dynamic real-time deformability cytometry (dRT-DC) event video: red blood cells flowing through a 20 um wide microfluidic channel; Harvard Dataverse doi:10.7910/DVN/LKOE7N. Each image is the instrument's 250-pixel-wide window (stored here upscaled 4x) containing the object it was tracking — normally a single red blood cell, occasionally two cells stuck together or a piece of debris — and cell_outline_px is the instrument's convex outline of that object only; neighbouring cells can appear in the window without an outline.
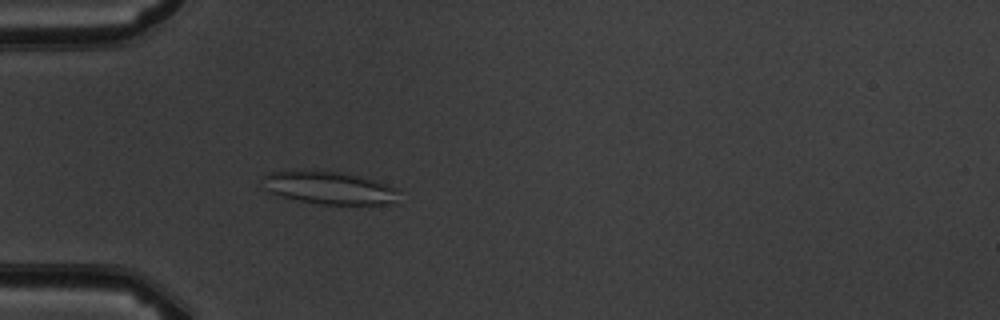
{"species": "common noctule bat (a hibernating species)", "species_latin": "Nyctalus noctula", "temperature_condition": "warm", "stored_images_in_passage": 4, "camera_frame_rate_fps": 3000, "um_per_image_px": 0.085, "animal": {"sex": "male", "body_mass_g": 19.5, "forearm_length_mm": 54.6}, "frame": {"image": 1, "passage_image": 4, "time_ms": 3.333, "image_size_px": [1000, 320], "cell_outline_px": [[396, 204], [320, 204], [280, 196], [268, 192], [264, 188], [264, 176], [272, 172], [316, 168], [340, 172], [360, 176], [376, 180], [396, 188]], "centroid_in_image_um": [27.96, 15.94], "position_along_channel_um": 57.0, "area_um2": 26.24}}